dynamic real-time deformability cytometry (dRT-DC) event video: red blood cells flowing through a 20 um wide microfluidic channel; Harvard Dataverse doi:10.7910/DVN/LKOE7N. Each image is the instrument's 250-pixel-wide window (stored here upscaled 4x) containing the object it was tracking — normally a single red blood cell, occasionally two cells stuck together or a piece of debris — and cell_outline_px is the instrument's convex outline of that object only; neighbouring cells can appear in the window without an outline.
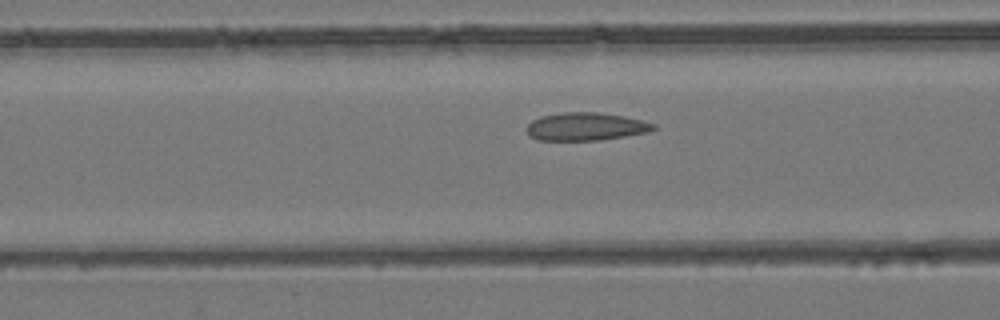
{"species": "common noctule bat (a hibernating species)", "species_latin": "Nyctalus noctula", "temperature_condition": "room temperature", "stored_images_in_passage": 49, "camera_frame_rate_fps": 3000, "um_per_image_px": 0.085, "animal": {"sex": "female", "body_mass_g": 24.6, "forearm_length_mm": 56.2}, "frame": {"image": 1, "passage_image": 17, "time_ms": 5.333, "image_size_px": [1000, 320], "cell_outline_px": [[656, 128], [648, 132], [600, 140], [536, 140], [524, 128], [532, 120], [540, 116], [560, 112], [596, 112], [624, 116], [656, 124]], "centroid_in_image_um": [49.76, 10.75], "position_along_channel_um": 116.8, "area_um2": 20.63}}
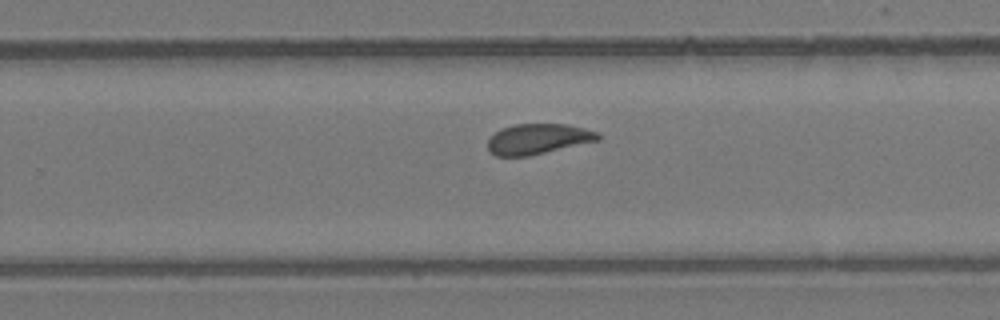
{"frame": {"image": 2, "passage_image": 30, "time_ms": 9.667, "image_size_px": [1000, 320], "cell_outline_px": [[600, 140], [528, 156], [496, 156], [488, 148], [488, 140], [500, 128], [512, 124], [568, 124], [584, 128], [596, 132], [600, 136]], "centroid_in_image_um": [45.73, 11.8], "position_along_channel_um": 284.1, "area_um2": 19.42}}
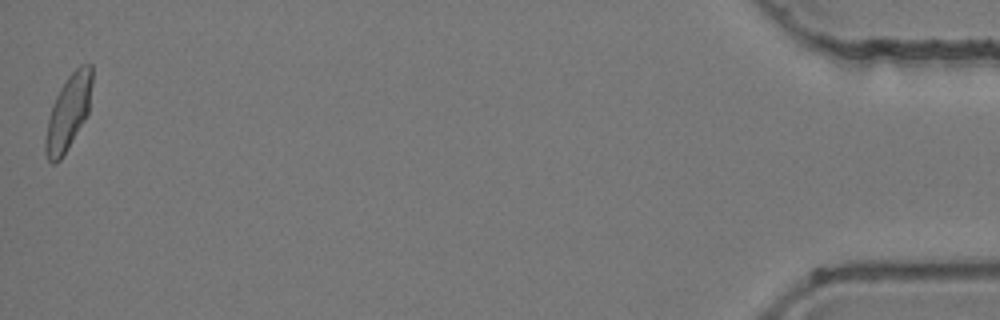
{"frame": {"image": 3, "passage_image": 49, "time_ms": 16.0, "image_size_px": [1000, 320], "cell_outline_px": [[92, 84], [88, 112], [84, 120], [68, 148], [60, 160], [56, 164], [52, 164], [48, 160], [44, 152], [44, 140], [48, 120], [52, 104], [60, 88], [68, 76], [80, 64], [92, 64]], "centroid_in_image_um": [5.79, 9.56], "position_along_channel_um": 429.4, "area_um2": 20.29}, "authors_computed_cell_mechanics": {"area_um2": 20.23, "velocity_mm_per_s": 3.8723, "shape_relaxation_time_tau1_ms": 9.177, "shape_relaxation_time_tau2_ms": 0.9818, "deformation_change_tau1": 0.1619, "deformation_change_tau2": 0.0609}}